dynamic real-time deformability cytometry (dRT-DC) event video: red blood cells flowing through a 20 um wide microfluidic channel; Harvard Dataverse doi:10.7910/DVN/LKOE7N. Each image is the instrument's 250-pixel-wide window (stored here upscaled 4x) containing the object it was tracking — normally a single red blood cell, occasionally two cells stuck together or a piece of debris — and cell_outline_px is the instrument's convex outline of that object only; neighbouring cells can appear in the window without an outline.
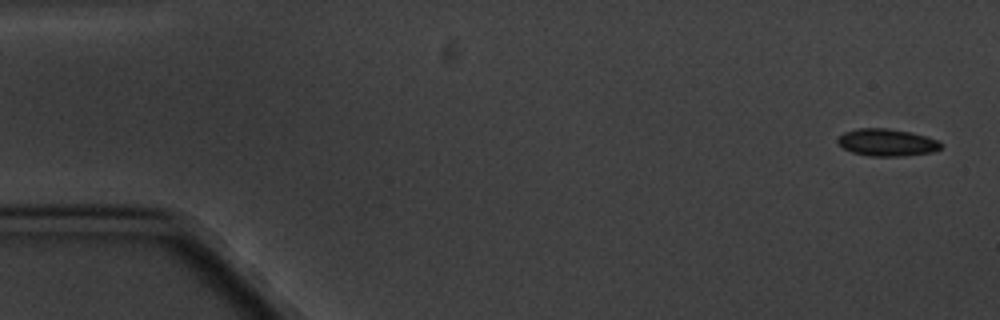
{"species": "common noctule bat (a hibernating species)", "species_latin": "Nyctalus noctula", "temperature_condition": "cold", "stored_images_in_passage": 17, "camera_frame_rate_fps": 3000, "um_per_image_px": 0.085, "animal": {"sex": "male", "body_mass_g": 20.1, "forearm_length_mm": 53.5}, "frame": {"image": 1, "passage_image": 1, "time_ms": 0.0, "image_size_px": [1000, 320], "cell_outline_px": [[940, 148], [932, 152], [904, 156], [872, 156], [852, 152], [844, 148], [836, 140], [836, 136], [844, 132], [856, 128], [888, 128], [912, 132], [928, 136], [940, 140]], "centroid_in_image_um": [75.38, 12.09], "position_along_channel_um": 9.6, "area_um2": 16.53}}
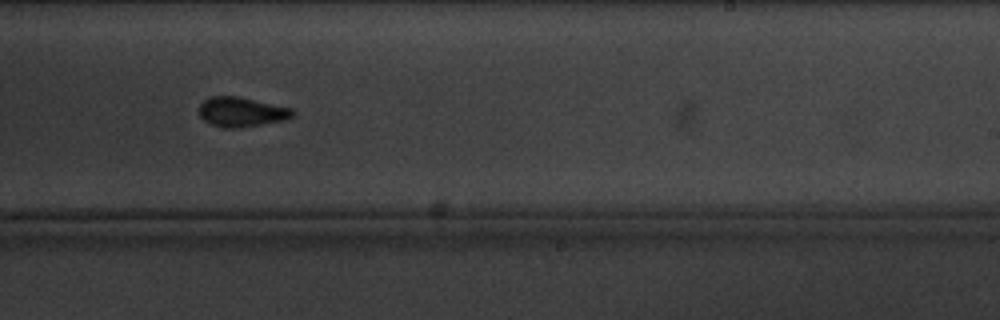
{"frame": {"image": 2, "passage_image": 11, "time_ms": 11.333, "image_size_px": [1000, 320], "cell_outline_px": [[296, 116], [284, 120], [236, 128], [224, 128], [212, 124], [204, 120], [200, 116], [200, 104], [208, 96], [236, 96], [292, 108], [296, 112]], "centroid_in_image_um": [20.54, 9.51], "position_along_channel_um": 268.5, "area_um2": 16.07}}
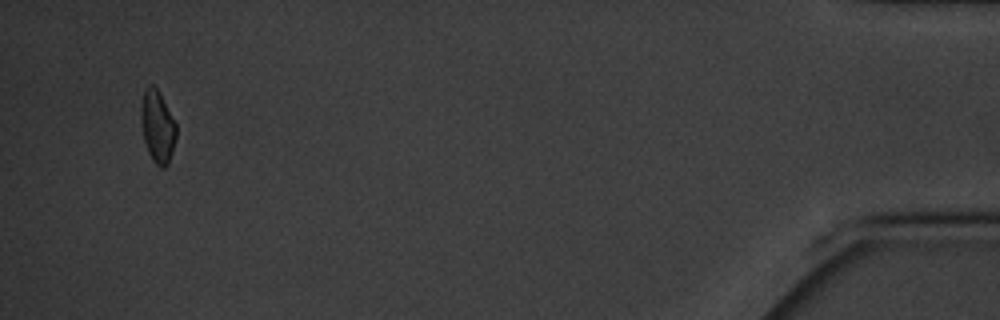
{"frame": {"image": 3, "passage_image": 17, "time_ms": 18.333, "image_size_px": [1000, 320], "cell_outline_px": [[176, 136], [172, 152], [168, 164], [164, 168], [160, 168], [152, 160], [148, 152], [144, 140], [140, 116], [140, 108], [144, 88], [148, 84], [152, 84], [160, 92], [176, 124]], "centroid_in_image_um": [13.37, 10.73], "position_along_channel_um": 421.8, "area_um2": 14.97}, "authors_computed_cell_mechanics": {"area_um2": 16.0684, "velocity_mm_per_s": 3.3422, "shape_relaxation_time_tau1_ms": 3.4766, "shape_relaxation_time_tau2_ms": 3.4615, "deformation_change_tau1": 0.0874, "deformation_change_tau2": 0.0477}}